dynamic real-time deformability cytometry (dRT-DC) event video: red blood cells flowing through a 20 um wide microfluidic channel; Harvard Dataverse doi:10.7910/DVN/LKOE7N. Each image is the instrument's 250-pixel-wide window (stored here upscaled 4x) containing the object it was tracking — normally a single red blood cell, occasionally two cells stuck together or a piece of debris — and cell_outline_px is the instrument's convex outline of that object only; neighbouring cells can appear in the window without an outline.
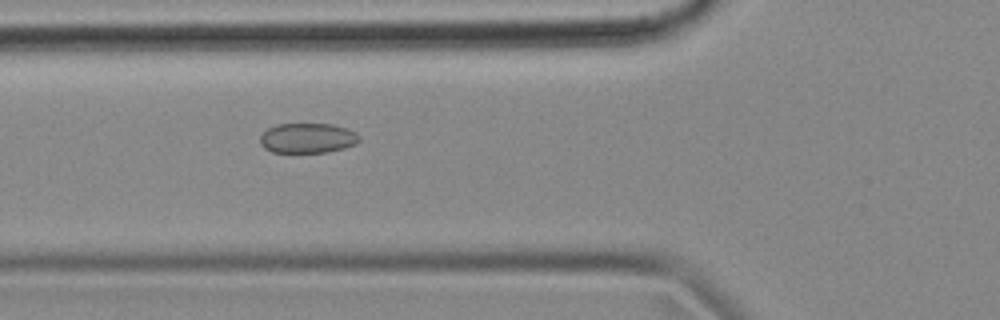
{"species": "common noctule bat (a hibernating species)", "species_latin": "Nyctalus noctula", "temperature_condition": "cold", "stored_images_in_passage": 56, "camera_frame_rate_fps": 3000, "um_per_image_px": 0.085, "animal": {"sex": "female", "body_mass_g": 18.4}, "frame": {"image": 1, "passage_image": 20, "time_ms": 6.333, "image_size_px": [1000, 320], "cell_outline_px": [[360, 140], [356, 144], [344, 148], [328, 152], [272, 152], [264, 148], [260, 144], [260, 136], [268, 128], [276, 124], [332, 124], [348, 128], [356, 132], [360, 136]], "centroid_in_image_um": [26.16, 11.73], "position_along_channel_um": 99.6, "area_um2": 17.46}}
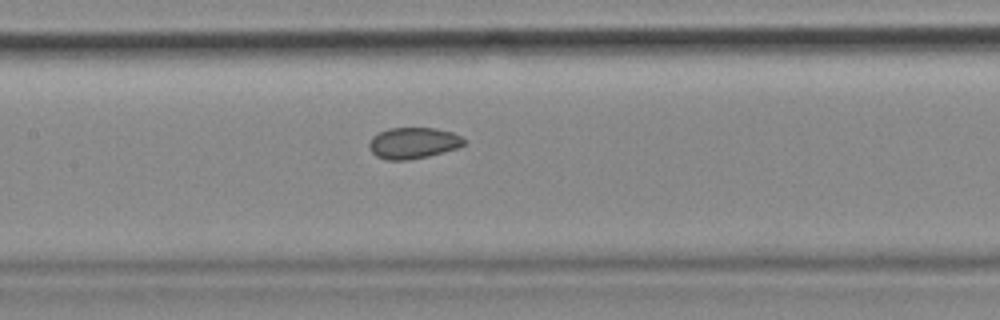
{"frame": {"image": 2, "passage_image": 26, "time_ms": 8.333, "image_size_px": [1000, 320], "cell_outline_px": [[468, 140], [464, 144], [456, 148], [428, 156], [408, 160], [388, 160], [376, 156], [368, 148], [368, 144], [372, 136], [388, 128], [436, 128], [452, 132]], "centroid_in_image_um": [35.11, 12.15], "position_along_channel_um": 172.3, "area_um2": 17.28}}
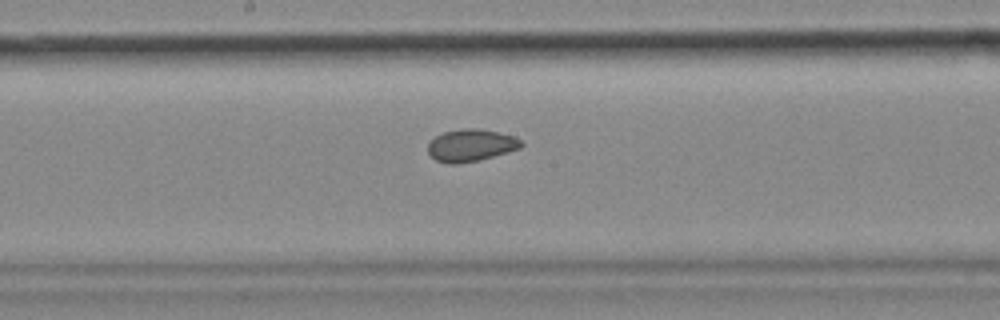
{"frame": {"image": 3, "passage_image": 29, "time_ms": 9.333, "image_size_px": [1000, 320], "cell_outline_px": [[524, 144], [520, 148], [508, 152], [480, 160], [456, 164], [448, 164], [436, 160], [428, 152], [428, 144], [436, 136], [444, 132], [460, 128], [476, 128], [516, 136]], "centroid_in_image_um": [40.04, 12.35], "position_along_channel_um": 208.2, "area_um2": 17.51}, "authors_computed_cell_mechanics": {"area_um2": 18.2359, "velocity_mm_per_s": 3.6182, "shape_relaxation_time_tau1_ms": null, "shape_relaxation_time_tau2_ms": 2.3876, "deformation_change_tau1": null, "deformation_change_tau2": 0.0544}}